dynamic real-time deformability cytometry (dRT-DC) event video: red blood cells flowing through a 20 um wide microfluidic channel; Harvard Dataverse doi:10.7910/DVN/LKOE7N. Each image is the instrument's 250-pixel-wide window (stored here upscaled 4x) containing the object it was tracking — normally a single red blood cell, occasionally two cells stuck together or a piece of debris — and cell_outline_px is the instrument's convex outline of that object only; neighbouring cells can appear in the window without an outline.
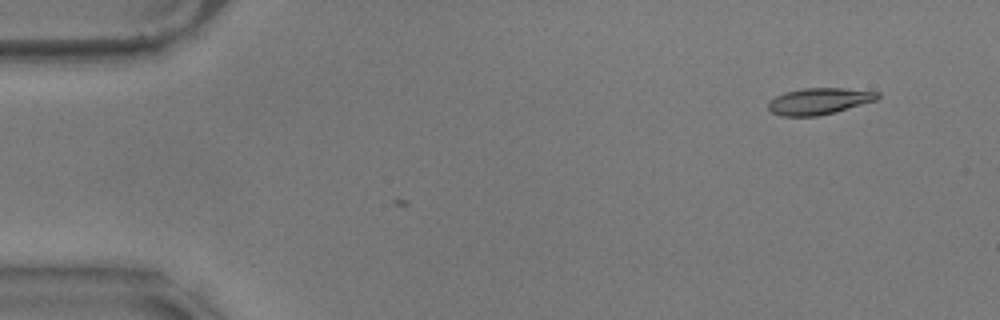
{"species": "common noctule bat (a hibernating species)", "species_latin": "Nyctalus noctula", "temperature_condition": "warm", "stored_images_in_passage": 4, "camera_frame_rate_fps": 3000, "um_per_image_px": 0.085, "animal": {"sex": "male", "body_mass_g": 17.9}, "frame": {"image": 1, "passage_image": 1, "time_ms": 0.0, "image_size_px": [1000, 320], "cell_outline_px": [[880, 96], [876, 100], [836, 112], [816, 116], [780, 116], [772, 112], [768, 108], [768, 100], [784, 92], [804, 88], [844, 88], [880, 92]], "centroid_in_image_um": [69.61, 8.6], "position_along_channel_um": 15.4, "area_um2": 16.94}}